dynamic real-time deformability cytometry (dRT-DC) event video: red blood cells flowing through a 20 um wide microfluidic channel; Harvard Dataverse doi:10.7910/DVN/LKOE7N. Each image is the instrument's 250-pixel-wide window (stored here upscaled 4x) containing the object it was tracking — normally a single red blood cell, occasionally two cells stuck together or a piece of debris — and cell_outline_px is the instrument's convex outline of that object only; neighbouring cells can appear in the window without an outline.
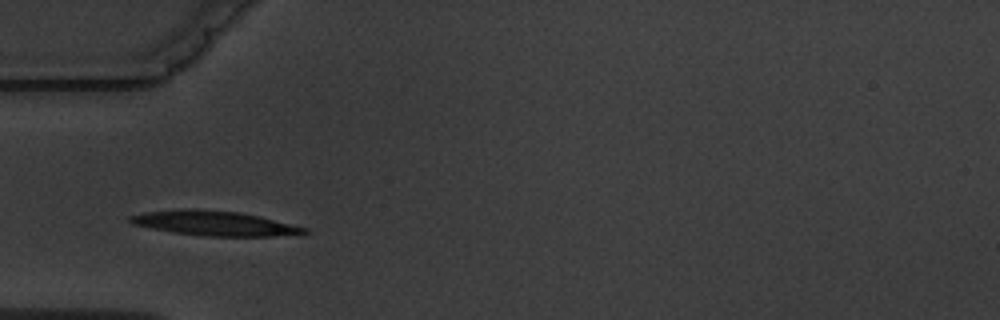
{"species": "common noctule bat (a hibernating species)", "species_latin": "Nyctalus noctula", "temperature_condition": "warm", "stored_images_in_passage": 10, "camera_frame_rate_fps": 3000, "um_per_image_px": 0.085, "animal": {"sex": "male", "body_mass_g": 19.5, "forearm_length_mm": 54.6}, "frame": {"image": 1, "passage_image": 1, "time_ms": 0.0, "image_size_px": [1000, 320], "cell_outline_px": [[308, 232], [304, 236], [204, 236], [172, 232], [132, 224], [128, 220], [128, 216], [144, 212], [184, 208], [196, 208], [240, 212], [260, 216], [308, 228]], "centroid_in_image_um": [18.29, 18.98], "position_along_channel_um": 66.7, "area_um2": 25.55}}
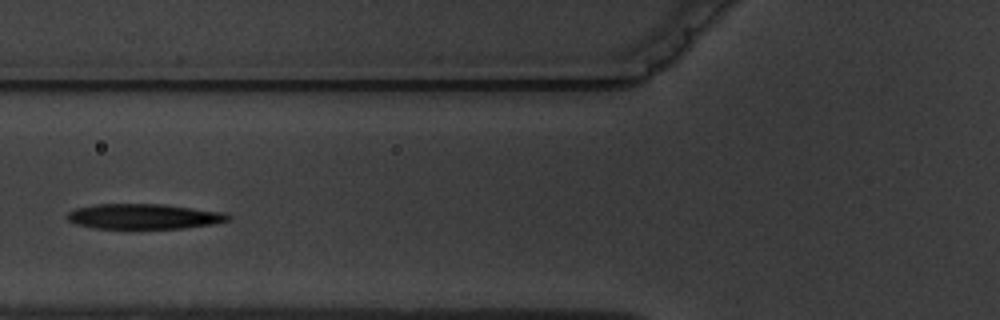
{"frame": {"image": 2, "passage_image": 2, "time_ms": 1.333, "image_size_px": [1000, 320], "cell_outline_px": [[232, 216], [228, 220], [212, 224], [184, 228], [96, 228], [76, 224], [68, 220], [64, 216], [68, 212], [76, 208], [96, 204], [160, 204], [224, 212]], "centroid_in_image_um": [12.2, 18.39], "position_along_channel_um": 113.6, "area_um2": 23.47}}
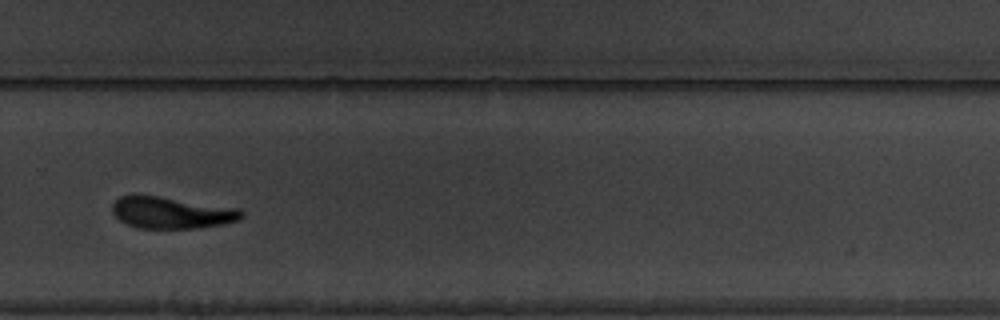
{"frame": {"image": 3, "passage_image": 7, "time_ms": 7.0, "image_size_px": [1000, 320], "cell_outline_px": [[244, 216], [236, 220], [224, 224], [196, 228], [136, 228], [120, 220], [112, 212], [112, 204], [120, 196], [160, 196], [240, 208], [244, 212]], "centroid_in_image_um": [14.61, 18.08], "position_along_channel_um": 315.2, "area_um2": 23.76}, "authors_computed_cell_mechanics": {"area_um2": 24.4783, "velocity_mm_per_s": 3.5671, "shape_relaxation_time_tau1_ms": 2.1691, "shape_relaxation_time_tau2_ms": 1.9624, "deformation_change_tau1": 0.1344, "deformation_change_tau2": 0.0868}}